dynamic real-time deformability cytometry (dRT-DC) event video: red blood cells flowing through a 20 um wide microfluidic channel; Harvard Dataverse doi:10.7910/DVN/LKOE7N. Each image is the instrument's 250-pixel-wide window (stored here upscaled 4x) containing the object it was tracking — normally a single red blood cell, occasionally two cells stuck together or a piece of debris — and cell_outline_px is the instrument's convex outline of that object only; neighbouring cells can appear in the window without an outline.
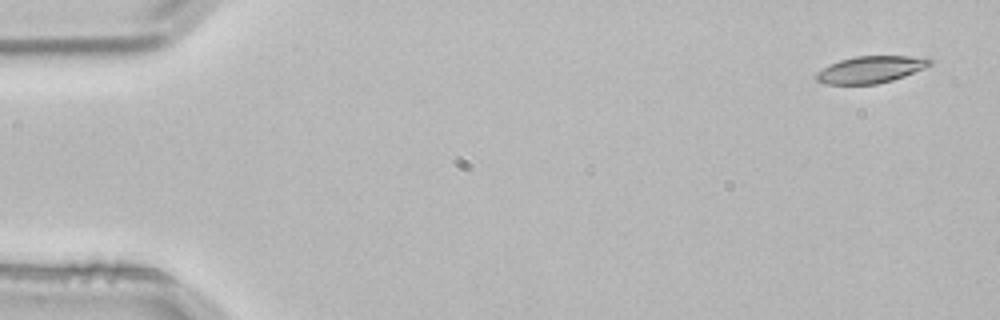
{"species": "common noctule bat (a hibernating species)", "species_latin": "Nyctalus noctula", "temperature_condition": "room temperature", "stored_images_in_passage": 4, "camera_frame_rate_fps": 3000, "um_per_image_px": 0.085, "animal": {"sex": "male", "body_mass_g": 21.5, "forearm_length_mm": 52.0}, "frame": {"image": 1, "passage_image": 1, "time_ms": 0.0, "image_size_px": [1000, 320], "cell_outline_px": [[932, 64], [904, 76], [892, 80], [876, 84], [824, 84], [816, 80], [816, 72], [828, 64], [840, 60], [856, 56], [928, 56], [932, 60]], "centroid_in_image_um": [74.0, 5.9], "position_along_channel_um": 11.0, "area_um2": 17.92}}
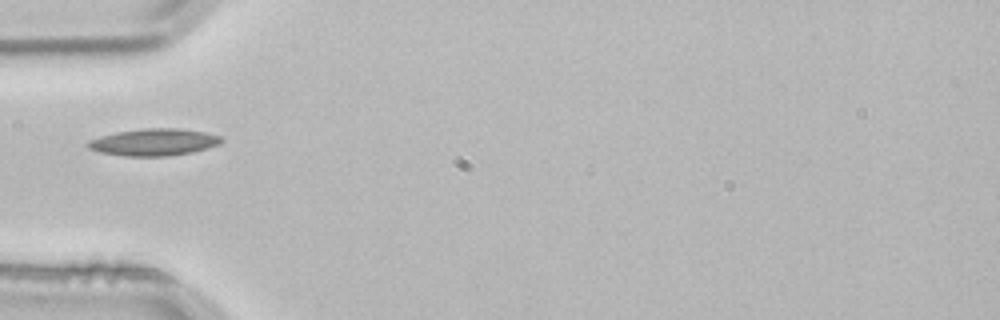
{"frame": {"image": 2, "passage_image": 4, "time_ms": 1.0, "image_size_px": [1000, 320], "cell_outline_px": [[224, 140], [220, 144], [192, 152], [168, 156], [128, 156], [100, 152], [88, 148], [84, 144], [88, 140], [100, 136], [116, 132], [144, 128], [180, 128], [204, 132], [220, 136]], "centroid_in_image_um": [13.06, 12.08], "position_along_channel_um": 71.9, "area_um2": 21.04}}